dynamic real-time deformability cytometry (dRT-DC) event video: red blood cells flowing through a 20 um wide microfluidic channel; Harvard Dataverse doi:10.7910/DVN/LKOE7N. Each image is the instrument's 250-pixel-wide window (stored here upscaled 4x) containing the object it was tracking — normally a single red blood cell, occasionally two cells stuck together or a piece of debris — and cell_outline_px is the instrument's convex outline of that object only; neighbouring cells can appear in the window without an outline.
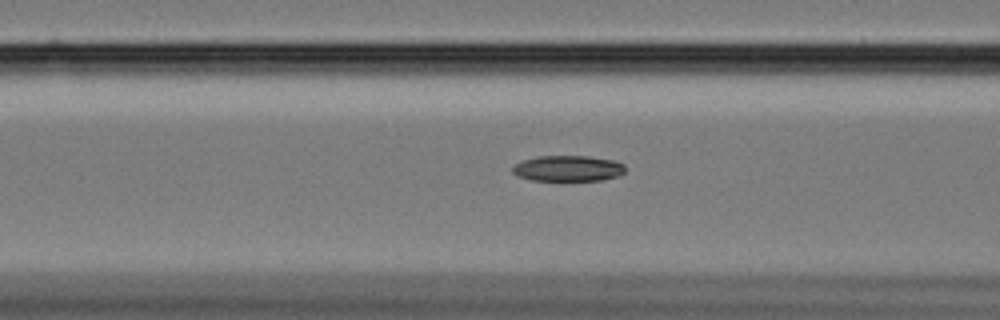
{"species": "Egyptian fruit bat (a non-hibernating species)", "species_latin": "Rousettus aegyptiacus", "temperature_condition": "cold", "stored_images_in_passage": 38, "camera_frame_rate_fps": 3000, "um_per_image_px": 0.085, "animal": {"sex": "female"}, "frame": {"image": 1, "passage_image": 8, "time_ms": 2.333, "image_size_px": [1000, 320], "cell_outline_px": [[624, 172], [620, 176], [600, 180], [532, 180], [516, 176], [512, 172], [512, 168], [516, 164], [524, 160], [536, 156], [588, 156], [612, 160], [624, 164]], "centroid_in_image_um": [48.27, 14.31], "position_along_channel_um": 118.3, "area_um2": 16.88}}
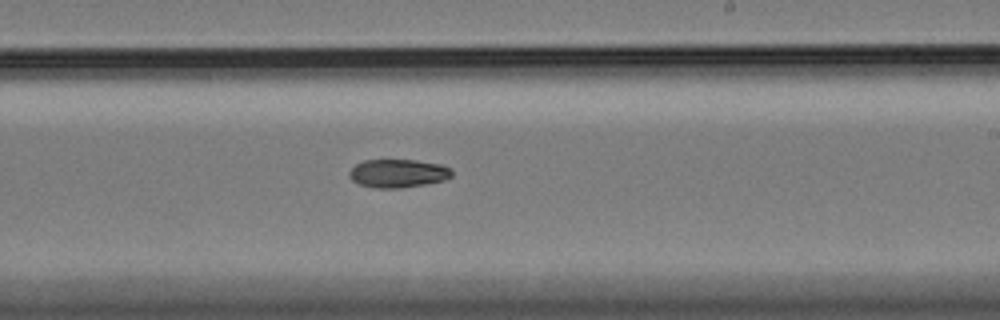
{"frame": {"image": 2, "passage_image": 20, "time_ms": 6.333, "image_size_px": [1000, 320], "cell_outline_px": [[452, 176], [444, 180], [424, 184], [400, 188], [376, 188], [360, 184], [352, 180], [348, 176], [348, 172], [356, 164], [364, 160], [416, 160], [440, 164], [452, 168]], "centroid_in_image_um": [33.83, 14.73], "position_along_channel_um": 255.2, "area_um2": 16.94}}
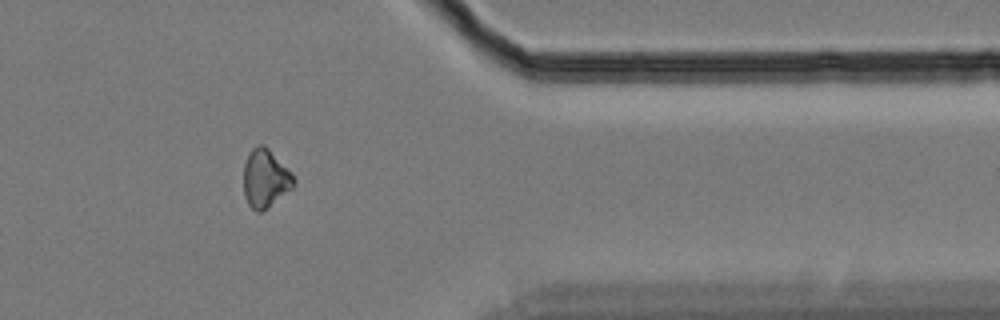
{"frame": {"image": 3, "passage_image": 33, "time_ms": 10.667, "image_size_px": [1000, 320], "cell_outline_px": [[296, 184], [292, 188], [260, 212], [256, 212], [248, 204], [244, 196], [244, 164], [248, 152], [252, 148], [260, 144], [264, 144], [292, 172], [296, 180]], "centroid_in_image_um": [22.55, 15.14], "position_along_channel_um": 388.8, "area_um2": 16.99}}